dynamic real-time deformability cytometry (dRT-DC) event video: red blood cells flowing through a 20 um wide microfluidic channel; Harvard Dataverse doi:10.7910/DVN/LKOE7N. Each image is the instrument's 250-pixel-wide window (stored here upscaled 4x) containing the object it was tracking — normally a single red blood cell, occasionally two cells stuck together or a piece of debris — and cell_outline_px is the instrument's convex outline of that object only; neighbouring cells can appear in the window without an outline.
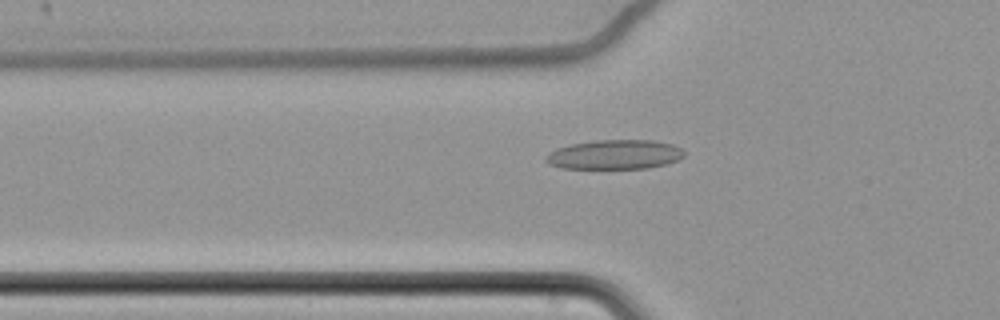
{"species": "common noctule bat (a hibernating species)", "species_latin": "Nyctalus noctula", "temperature_condition": "cold", "stored_images_in_passage": 45, "camera_frame_rate_fps": 3000, "um_per_image_px": 0.085, "animal": {"sex": "female", "body_mass_g": 22.7, "forearm_length_mm": 54.2}, "frame": {"image": 1, "passage_image": 7, "time_ms": 2.0, "image_size_px": [1000, 320], "cell_outline_px": [[684, 156], [676, 160], [664, 164], [648, 168], [560, 168], [548, 164], [544, 160], [544, 156], [548, 152], [556, 148], [572, 144], [596, 140], [652, 140], [672, 144], [680, 148], [684, 152]], "centroid_in_image_um": [52.19, 13.13], "position_along_channel_um": 73.6, "area_um2": 23.7}}
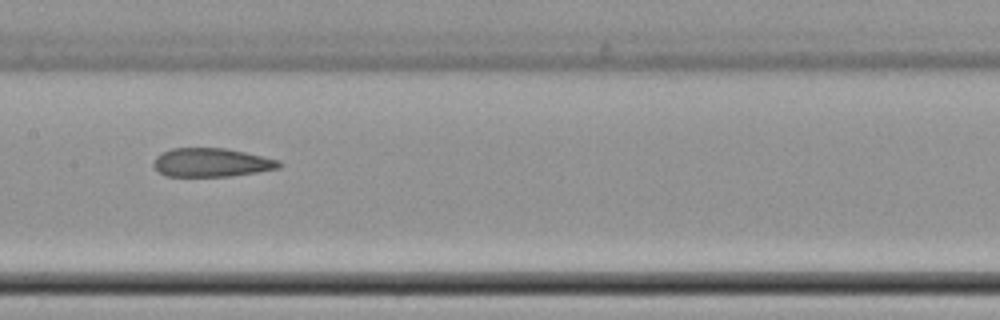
{"frame": {"image": 2, "passage_image": 17, "time_ms": 5.333, "image_size_px": [1000, 320], "cell_outline_px": [[284, 164], [280, 168], [232, 176], [164, 176], [152, 164], [152, 160], [160, 152], [172, 148], [224, 148], [244, 152], [280, 160]], "centroid_in_image_um": [17.96, 13.81], "position_along_channel_um": 189.4, "area_um2": 21.1}}
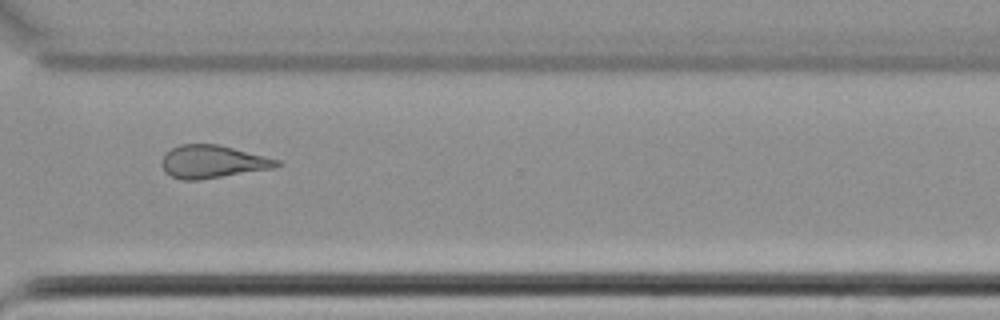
{"frame": {"image": 3, "passage_image": 31, "time_ms": 10.0, "image_size_px": [1000, 320], "cell_outline_px": [[284, 164], [272, 168], [200, 180], [180, 180], [164, 172], [160, 164], [160, 160], [172, 148], [180, 144], [220, 144], [280, 160]], "centroid_in_image_um": [18.06, 13.74], "position_along_channel_um": 352.5, "area_um2": 22.14}, "authors_computed_cell_mechanics": {"area_um2": 22.253, "velocity_mm_per_s": 3.4952, "shape_relaxation_time_tau1_ms": null, "shape_relaxation_time_tau2_ms": 4.5691, "deformation_change_tau1": null, "deformation_change_tau2": 0.137}}